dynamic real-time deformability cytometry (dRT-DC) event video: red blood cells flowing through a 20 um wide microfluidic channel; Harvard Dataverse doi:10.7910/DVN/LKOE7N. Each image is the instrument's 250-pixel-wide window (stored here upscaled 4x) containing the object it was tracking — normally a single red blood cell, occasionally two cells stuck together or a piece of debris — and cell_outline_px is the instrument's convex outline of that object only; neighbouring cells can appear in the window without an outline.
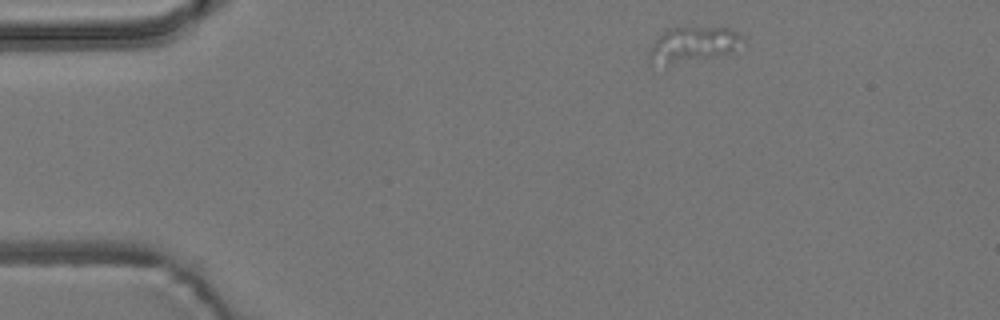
{"species": "common noctule bat (a hibernating species)", "species_latin": "Nyctalus noctula", "temperature_condition": "room temperature", "stored_images_in_passage": 3, "camera_frame_rate_fps": 3000, "um_per_image_px": 0.085, "animal": {"sex": "male", "body_mass_g": 19.2, "forearm_length_mm": 51.8}, "frame": {"image": 1, "passage_image": 1, "time_ms": 0.0, "image_size_px": [1000, 320], "cell_outline_px": [[744, 40], [732, 52], [668, 68], [648, 60], [648, 52], [652, 40], [656, 36], [668, 28], [732, 28]], "centroid_in_image_um": [58.79, 3.84], "position_along_channel_um": 26.2, "area_um2": 19.88}}